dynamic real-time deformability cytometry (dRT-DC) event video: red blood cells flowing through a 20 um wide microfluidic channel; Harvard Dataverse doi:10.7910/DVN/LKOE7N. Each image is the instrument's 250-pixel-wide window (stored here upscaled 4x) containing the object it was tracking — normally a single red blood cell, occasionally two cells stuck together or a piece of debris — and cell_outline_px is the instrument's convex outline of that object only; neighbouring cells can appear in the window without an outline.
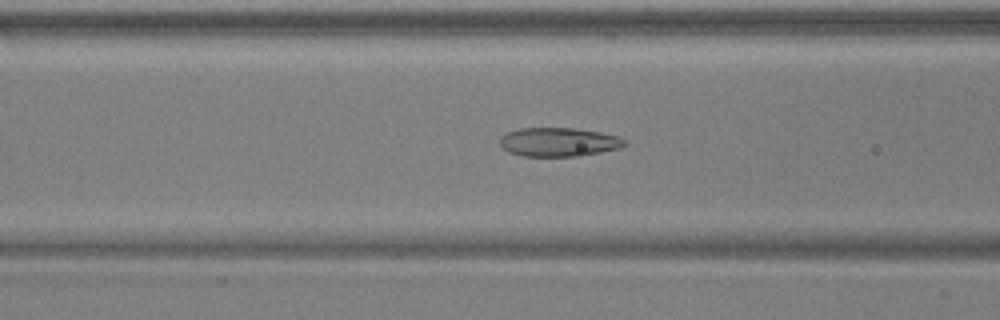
{"species": "common noctule bat (a hibernating species)", "species_latin": "Nyctalus noctula", "temperature_condition": "warm", "stored_images_in_passage": 54, "camera_frame_rate_fps": 3000, "um_per_image_px": 0.085, "animal": {"sex": "male", "body_mass_g": 17.9, "forearm_length_mm": 54.2}, "frame": {"image": 1, "passage_image": 22, "time_ms": 7.0, "image_size_px": [1000, 320], "cell_outline_px": [[628, 144], [620, 148], [580, 156], [520, 156], [508, 152], [500, 144], [500, 136], [508, 132], [520, 128], [576, 128], [600, 132], [620, 136]], "centroid_in_image_um": [47.5, 12.07], "position_along_channel_um": 119.1, "area_um2": 21.1}}
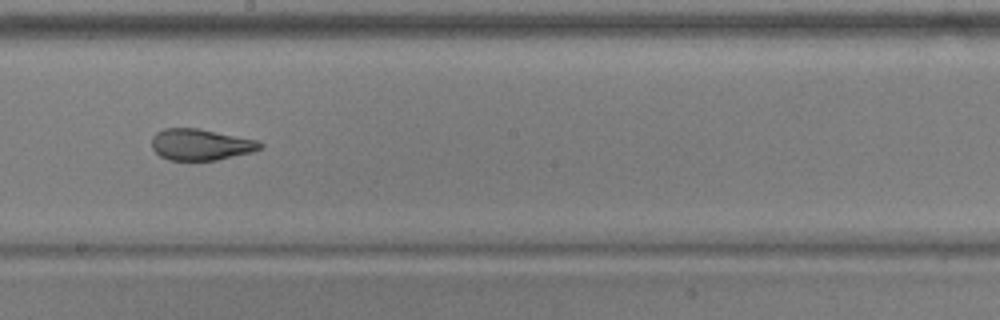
{"frame": {"image": 2, "passage_image": 31, "time_ms": 10.0, "image_size_px": [1000, 320], "cell_outline_px": [[264, 148], [252, 152], [216, 160], [168, 160], [160, 156], [152, 148], [152, 136], [156, 132], [164, 128], [200, 128], [260, 140], [264, 144]], "centroid_in_image_um": [17.1, 12.28], "position_along_channel_um": 231.1, "area_um2": 20.11}}
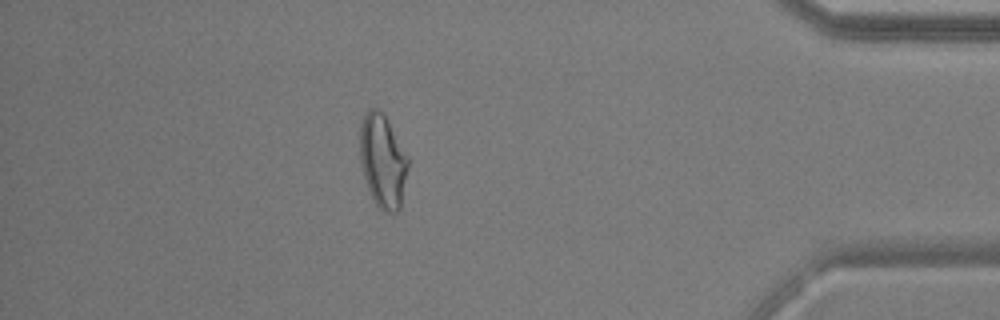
{"frame": {"image": 3, "passage_image": 48, "time_ms": 15.667, "image_size_px": [1000, 320], "cell_outline_px": [[408, 168], [400, 208], [396, 212], [384, 212], [372, 200], [360, 164], [360, 124], [368, 108], [380, 108], [384, 112], [408, 156]], "centroid_in_image_um": [32.53, 13.65], "position_along_channel_um": 402.7, "area_um2": 26.47}, "authors_computed_cell_mechanics": {"area_um2": 23.0911, "velocity_mm_per_s": 3.7302, "shape_relaxation_time_tau1_ms": null, "shape_relaxation_time_tau2_ms": 1.4275, "deformation_change_tau1": null, "deformation_change_tau2": 0.0761}}